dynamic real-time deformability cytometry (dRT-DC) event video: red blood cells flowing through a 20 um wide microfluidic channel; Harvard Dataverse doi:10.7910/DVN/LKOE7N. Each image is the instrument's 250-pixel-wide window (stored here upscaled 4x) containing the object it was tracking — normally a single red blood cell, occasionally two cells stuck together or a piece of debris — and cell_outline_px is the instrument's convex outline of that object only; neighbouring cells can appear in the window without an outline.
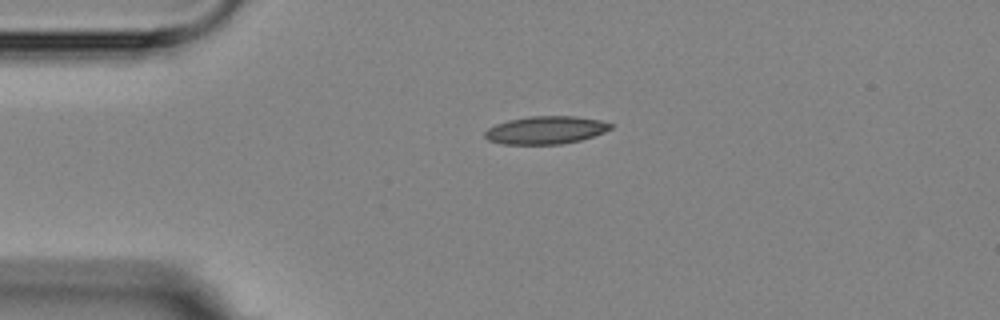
{"species": "Egyptian fruit bat (a non-hibernating species)", "species_latin": "Rousettus aegyptiacus", "temperature_condition": "room temperature", "stored_images_in_passage": 2, "camera_frame_rate_fps": 3000, "um_per_image_px": 0.085, "animal": {"sex": "female"}, "frame": {"image": 1, "passage_image": 1, "time_ms": 0.0, "image_size_px": [1000, 320], "cell_outline_px": [[612, 128], [604, 132], [580, 140], [560, 144], [500, 144], [488, 140], [484, 136], [484, 132], [488, 128], [496, 124], [508, 120], [528, 116], [576, 116], [600, 120], [612, 124]], "centroid_in_image_um": [46.36, 11.05], "position_along_channel_um": 38.6, "area_um2": 20.4}}